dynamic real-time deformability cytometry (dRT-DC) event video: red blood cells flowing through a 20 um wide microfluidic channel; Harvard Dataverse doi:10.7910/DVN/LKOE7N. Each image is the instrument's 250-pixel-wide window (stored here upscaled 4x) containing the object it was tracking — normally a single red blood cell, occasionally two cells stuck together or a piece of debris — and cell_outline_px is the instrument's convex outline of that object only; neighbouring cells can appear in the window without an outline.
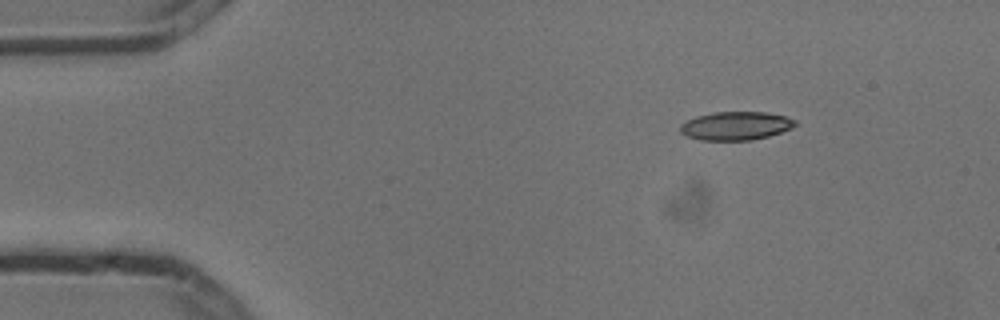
{"species": "common noctule bat (a hibernating species)", "species_latin": "Nyctalus noctula", "temperature_condition": "cold", "stored_images_in_passage": 6, "camera_frame_rate_fps": 3000, "um_per_image_px": 0.085, "animal": {"sex": "male", "body_mass_g": 13.3}, "frame": {"image": 1, "passage_image": 1, "time_ms": 0.0, "image_size_px": [1000, 320], "cell_outline_px": [[796, 124], [792, 128], [768, 136], [752, 140], [700, 140], [688, 136], [680, 132], [680, 124], [696, 116], [716, 112], [764, 112], [784, 116], [796, 120]], "centroid_in_image_um": [62.53, 10.7], "position_along_channel_um": 22.5, "area_um2": 18.9}}
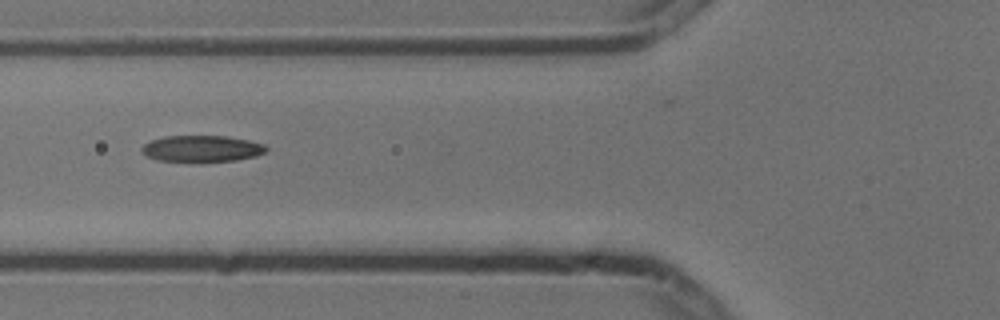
{"frame": {"image": 2, "passage_image": 4, "time_ms": 1.0, "image_size_px": [1000, 320], "cell_outline_px": [[268, 148], [264, 152], [256, 156], [236, 160], [156, 160], [140, 152], [140, 148], [144, 144], [152, 140], [164, 136], [228, 136], [248, 140], [264, 144]], "centroid_in_image_um": [17.14, 12.61], "position_along_channel_um": 108.7, "area_um2": 18.73}}
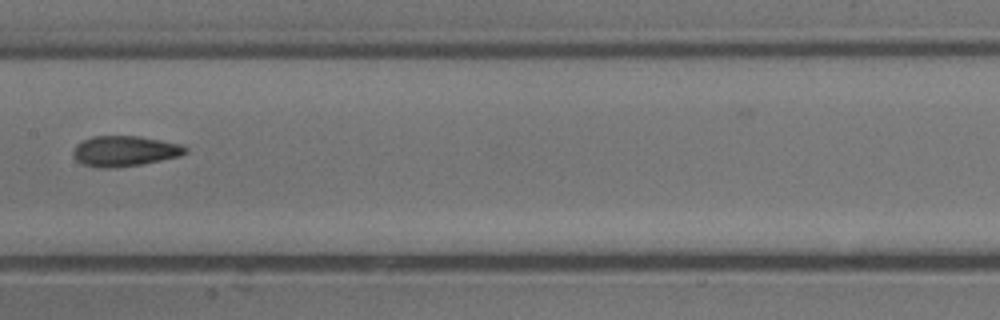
{"frame": {"image": 3, "passage_image": 6, "time_ms": 1.667, "image_size_px": [1000, 320], "cell_outline_px": [[188, 152], [180, 156], [140, 164], [116, 168], [100, 168], [84, 164], [76, 160], [72, 156], [72, 152], [76, 144], [92, 136], [140, 136], [184, 144], [188, 148]], "centroid_in_image_um": [10.62, 12.83], "position_along_channel_um": 196.8, "area_um2": 20.11}}